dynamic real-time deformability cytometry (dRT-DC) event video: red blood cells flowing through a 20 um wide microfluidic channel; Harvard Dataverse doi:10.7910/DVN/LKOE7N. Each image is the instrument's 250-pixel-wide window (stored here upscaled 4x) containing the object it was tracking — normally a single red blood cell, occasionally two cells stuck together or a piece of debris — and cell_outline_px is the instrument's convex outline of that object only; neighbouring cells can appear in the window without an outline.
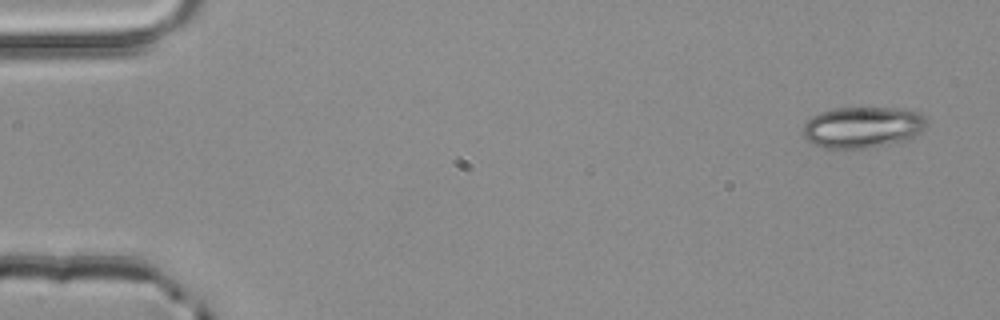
{"species": "common noctule bat (a hibernating species)", "species_latin": "Nyctalus noctula", "temperature_condition": "room temperature", "stored_images_in_passage": 3, "camera_frame_rate_fps": 3000, "um_per_image_px": 0.085, "animal": {"sex": "male", "body_mass_g": 20.4}, "frame": {"image": 1, "passage_image": 1, "time_ms": 0.0, "image_size_px": [1000, 320], "cell_outline_px": [[928, 124], [920, 132], [908, 140], [900, 144], [868, 148], [824, 148], [812, 144], [804, 136], [804, 124], [812, 116], [820, 112], [832, 108], [892, 108], [920, 112], [924, 116]], "centroid_in_image_um": [73.36, 10.83], "position_along_channel_um": 11.6, "area_um2": 30.06}}